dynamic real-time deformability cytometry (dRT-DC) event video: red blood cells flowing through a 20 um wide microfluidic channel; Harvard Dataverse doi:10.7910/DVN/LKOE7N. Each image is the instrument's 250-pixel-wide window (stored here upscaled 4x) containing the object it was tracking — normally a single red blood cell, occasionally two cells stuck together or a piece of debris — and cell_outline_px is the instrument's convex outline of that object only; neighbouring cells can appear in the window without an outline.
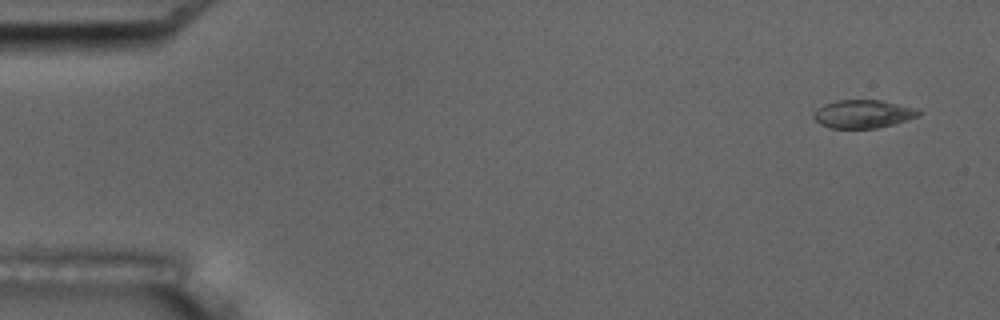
{"species": "common noctule bat (a hibernating species)", "species_latin": "Nyctalus noctula", "temperature_condition": "room temperature", "stored_images_in_passage": 4, "camera_frame_rate_fps": 3000, "um_per_image_px": 0.085, "animal": {"sex": "male", "body_mass_g": 17.5, "forearm_length_mm": 52.3}, "frame": {"image": 1, "passage_image": 1, "time_ms": 0.0, "image_size_px": [1000, 320], "cell_outline_px": [[924, 112], [920, 116], [908, 120], [876, 128], [828, 128], [820, 124], [812, 116], [812, 112], [816, 108], [824, 104], [836, 100], [880, 100], [920, 108]], "centroid_in_image_um": [73.39, 9.68], "position_along_channel_um": 11.6, "area_um2": 17.63}}